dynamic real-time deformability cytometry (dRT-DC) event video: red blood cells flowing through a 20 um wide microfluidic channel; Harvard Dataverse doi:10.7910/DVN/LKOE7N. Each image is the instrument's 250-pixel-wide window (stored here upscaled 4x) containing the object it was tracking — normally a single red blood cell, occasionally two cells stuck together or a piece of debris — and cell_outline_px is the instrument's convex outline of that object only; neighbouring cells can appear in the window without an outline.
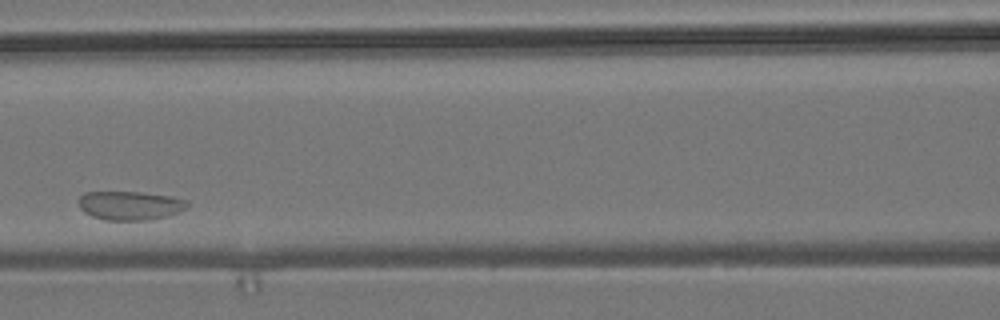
{"species": "common noctule bat (a hibernating species)", "species_latin": "Nyctalus noctula", "temperature_condition": "room temperature", "stored_images_in_passage": 14, "camera_frame_rate_fps": 3000, "um_per_image_px": 0.085, "animal": {"sex": "male", "body_mass_g": 19.2, "forearm_length_mm": 51.8}, "frame": {"image": 1, "passage_image": 8, "time_ms": 8.0, "image_size_px": [1000, 320], "cell_outline_px": [[188, 204], [184, 208], [168, 216], [148, 220], [104, 220], [92, 216], [84, 212], [80, 208], [80, 196], [84, 192], [140, 192], [172, 196], [188, 200]], "centroid_in_image_um": [11.05, 17.46], "position_along_channel_um": 155.6, "area_um2": 18.21}}
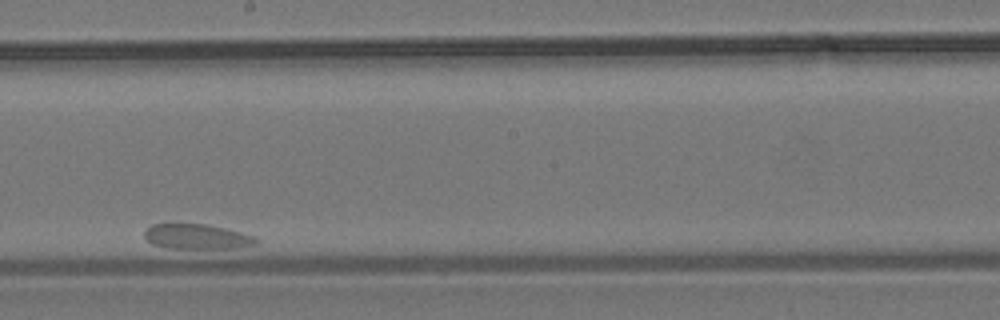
{"frame": {"image": 2, "passage_image": 10, "time_ms": 10.333, "image_size_px": [1000, 320], "cell_outline_px": [[260, 240], [256, 244], [236, 248], [168, 248], [152, 244], [144, 236], [144, 232], [152, 224], [208, 224], [256, 236]], "centroid_in_image_um": [16.77, 20.11], "position_along_channel_um": 231.4, "area_um2": 16.24}}
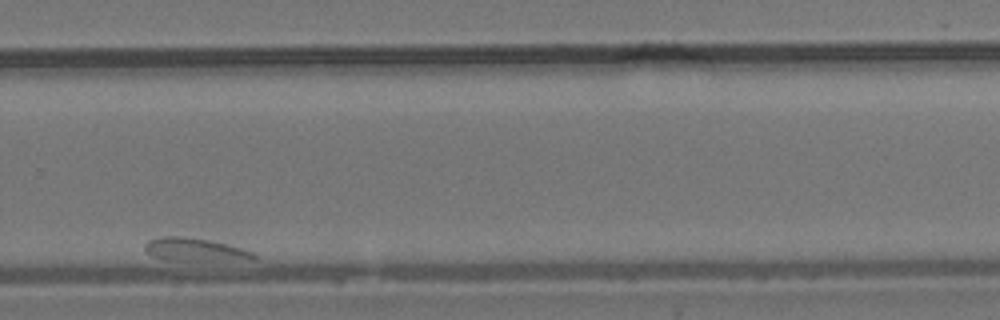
{"frame": {"image": 3, "passage_image": 12, "time_ms": 13.667, "image_size_px": [1000, 320], "cell_outline_px": [[256, 260], [168, 260], [152, 256], [144, 248], [144, 244], [148, 240], [160, 236], [184, 236], [208, 240], [228, 244], [252, 252], [256, 256]], "centroid_in_image_um": [16.54, 21.21], "position_along_channel_um": 313.3, "area_um2": 14.57}, "authors_computed_cell_mechanics": {"area_um2": 18.2359, "velocity_mm_per_s": 2.7687, "shape_relaxation_time_tau1_ms": 9.0368, "shape_relaxation_time_tau2_ms": null, "deformation_change_tau1": null, "deformation_change_tau2": null}}